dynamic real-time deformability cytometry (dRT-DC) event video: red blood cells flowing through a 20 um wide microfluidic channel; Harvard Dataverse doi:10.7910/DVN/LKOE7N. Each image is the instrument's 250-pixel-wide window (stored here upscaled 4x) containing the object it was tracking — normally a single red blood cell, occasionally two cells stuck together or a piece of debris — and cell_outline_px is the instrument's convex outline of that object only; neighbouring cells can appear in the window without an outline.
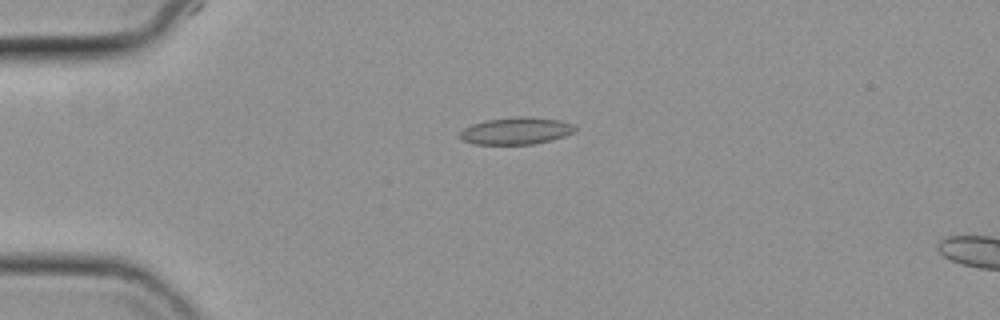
{"species": "common noctule bat (a hibernating species)", "species_latin": "Nyctalus noctula", "temperature_condition": "cold", "stored_images_in_passage": 5, "camera_frame_rate_fps": 3000, "um_per_image_px": 0.085, "animal": {"sex": "female", "body_mass_g": 19.3, "forearm_length_mm": 54.1}, "frame": {"image": 1, "passage_image": 1, "time_ms": 0.0, "image_size_px": [1000, 320], "cell_outline_px": [[576, 132], [564, 136], [532, 144], [472, 144], [460, 140], [460, 132], [464, 128], [472, 124], [484, 120], [512, 116], [528, 116], [560, 120], [572, 124], [576, 128]], "centroid_in_image_um": [43.84, 11.11], "position_along_channel_um": 41.2, "area_um2": 18.32}}